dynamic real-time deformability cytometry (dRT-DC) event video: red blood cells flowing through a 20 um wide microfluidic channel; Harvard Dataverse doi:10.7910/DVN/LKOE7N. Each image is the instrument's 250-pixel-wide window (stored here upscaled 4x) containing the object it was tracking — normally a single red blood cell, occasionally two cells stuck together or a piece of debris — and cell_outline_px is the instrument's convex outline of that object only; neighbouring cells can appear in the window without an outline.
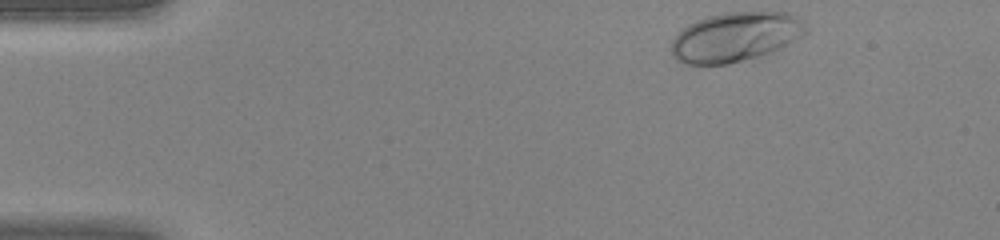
{"species": "human", "species_latin": "Homo sapiens", "temperature_condition": "warm", "stored_images_in_passage": 34, "camera_frame_rate_fps": 3000, "um_per_image_px": 0.085, "donor": {"sex": "female"}, "frame": {"image": 1, "passage_image": 1, "time_ms": 0.0, "image_size_px": [1000, 240], "cell_outline_px": [[808, 32], [780, 48], [772, 52], [760, 56], [728, 64], [684, 64], [676, 60], [672, 56], [672, 40], [688, 24], [696, 20], [708, 16], [724, 12], [788, 12], [796, 16], [808, 28]], "centroid_in_image_um": [62.51, 3.14], "position_along_channel_um": 22.5, "area_um2": 38.73}}
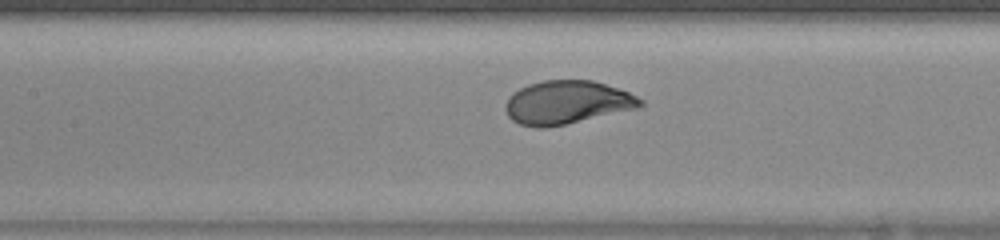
{"frame": {"image": 2, "passage_image": 16, "time_ms": 5.0, "image_size_px": [1000, 240], "cell_outline_px": [[644, 104], [636, 108], [564, 124], [544, 128], [536, 128], [520, 124], [512, 120], [508, 116], [504, 108], [504, 104], [508, 96], [512, 92], [528, 84], [544, 80], [592, 80], [620, 88], [644, 100]], "centroid_in_image_um": [48.14, 8.69], "position_along_channel_um": 159.3, "area_um2": 34.04}}
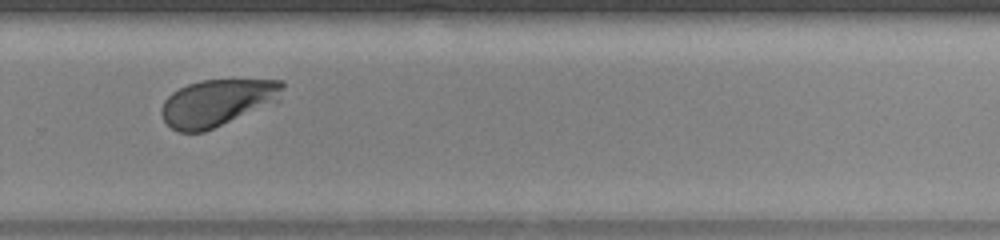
{"frame": {"image": 3, "passage_image": 26, "time_ms": 8.333, "image_size_px": [1000, 240], "cell_outline_px": [[284, 88], [280, 100], [204, 132], [180, 132], [172, 128], [164, 120], [160, 112], [160, 108], [164, 100], [172, 92], [188, 84], [200, 80], [284, 80]], "centroid_in_image_um": [18.46, 8.72], "position_along_channel_um": 311.3, "area_um2": 32.95}}